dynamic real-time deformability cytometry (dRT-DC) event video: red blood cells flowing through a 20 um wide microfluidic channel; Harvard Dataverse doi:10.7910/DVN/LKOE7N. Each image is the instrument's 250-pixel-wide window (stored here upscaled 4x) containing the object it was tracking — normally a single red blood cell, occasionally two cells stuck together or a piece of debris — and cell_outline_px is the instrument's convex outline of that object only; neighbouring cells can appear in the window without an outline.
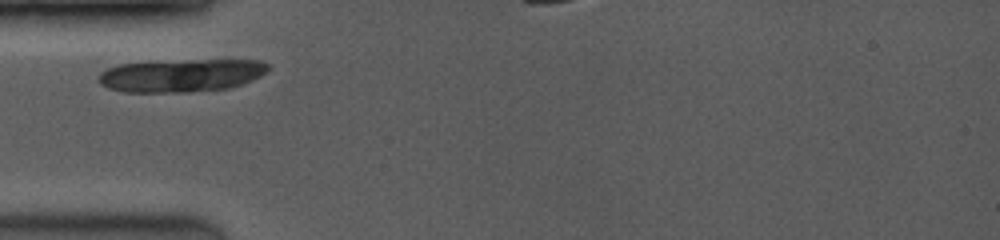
{"species": "common noctule bat (a hibernating species)", "species_latin": "Nyctalus noctula", "temperature_condition": "room temperature", "stored_images_in_passage": 3, "segment_of_instrument_passage": [1, 2], "camera_frame_rate_fps": 3500, "um_per_image_px": 0.085, "animal": {"sex": "female", "body_mass_g": 19.0, "forearm_length_mm": 53.3}, "frame": {"image": 1, "passage_image": 1, "time_ms": 0.0, "image_size_px": [1000, 240], "cell_outline_px": [[268, 72], [252, 80], [228, 88], [188, 92], [124, 92], [108, 88], [100, 84], [96, 80], [96, 76], [100, 72], [108, 68], [120, 64], [188, 60], [260, 60], [268, 64]], "centroid_in_image_um": [15.38, 6.41], "position_along_channel_um": 69.6, "area_um2": 32.48}}